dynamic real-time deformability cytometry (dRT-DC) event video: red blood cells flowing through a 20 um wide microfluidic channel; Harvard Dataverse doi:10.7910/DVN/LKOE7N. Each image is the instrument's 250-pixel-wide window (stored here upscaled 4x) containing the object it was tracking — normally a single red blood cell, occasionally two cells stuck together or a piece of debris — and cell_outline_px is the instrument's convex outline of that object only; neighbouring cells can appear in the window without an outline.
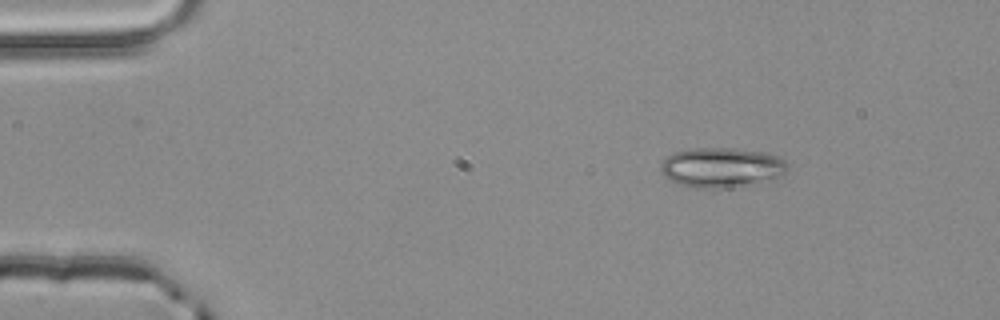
{"species": "common noctule bat (a hibernating species)", "species_latin": "Nyctalus noctula", "temperature_condition": "room temperature", "stored_images_in_passage": 2, "camera_frame_rate_fps": 3000, "um_per_image_px": 0.085, "animal": {"sex": "male", "body_mass_g": 20.4}, "frame": {"image": 1, "passage_image": 1, "time_ms": 0.0, "image_size_px": [1000, 320], "cell_outline_px": [[788, 168], [780, 176], [772, 180], [728, 188], [696, 188], [676, 184], [664, 176], [660, 172], [660, 164], [672, 152], [692, 148], [732, 148], [764, 152], [780, 156], [788, 164]], "centroid_in_image_um": [61.32, 14.24], "position_along_channel_um": 23.7, "area_um2": 29.82}}